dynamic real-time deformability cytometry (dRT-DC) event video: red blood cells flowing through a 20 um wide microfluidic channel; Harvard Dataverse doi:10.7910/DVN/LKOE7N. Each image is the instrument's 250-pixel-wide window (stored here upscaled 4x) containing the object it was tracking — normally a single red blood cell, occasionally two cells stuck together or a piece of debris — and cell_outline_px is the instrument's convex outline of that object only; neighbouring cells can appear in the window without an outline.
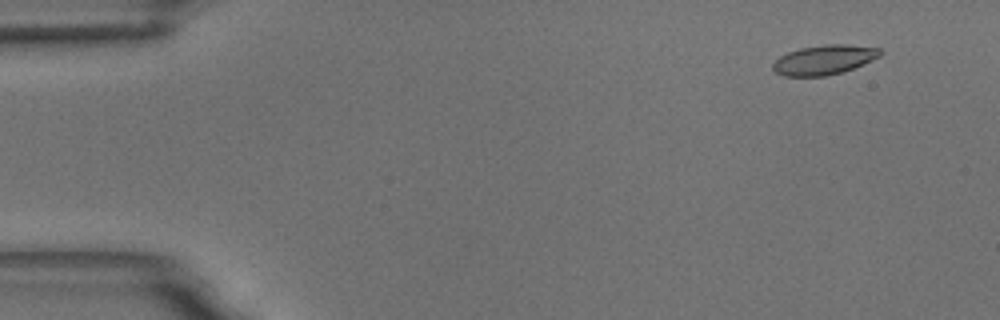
{"species": "common noctule bat (a hibernating species)", "species_latin": "Nyctalus noctula", "temperature_condition": "room temperature", "stored_images_in_passage": 59, "camera_frame_rate_fps": 3000, "um_per_image_px": 0.085, "animal": {"sex": "male", "body_mass_g": 18.8}, "frame": {"image": 1, "passage_image": 5, "time_ms": 1.333, "image_size_px": [1000, 320], "cell_outline_px": [[884, 52], [880, 56], [872, 60], [844, 72], [824, 76], [784, 76], [776, 72], [772, 68], [772, 64], [780, 56], [788, 52], [800, 48], [824, 44], [844, 44], [880, 48]], "centroid_in_image_um": [70.06, 5.08], "position_along_channel_um": 14.9, "area_um2": 18.55}}
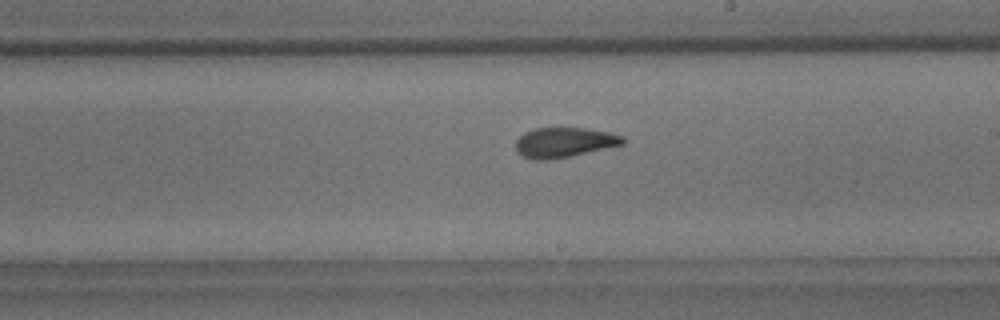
{"frame": {"image": 2, "passage_image": 34, "time_ms": 11.0, "image_size_px": [1000, 320], "cell_outline_px": [[624, 144], [572, 156], [548, 160], [532, 160], [520, 156], [516, 152], [516, 140], [524, 132], [536, 128], [588, 128], [608, 132], [624, 136]], "centroid_in_image_um": [47.93, 12.11], "position_along_channel_um": 241.1, "area_um2": 18.9}}
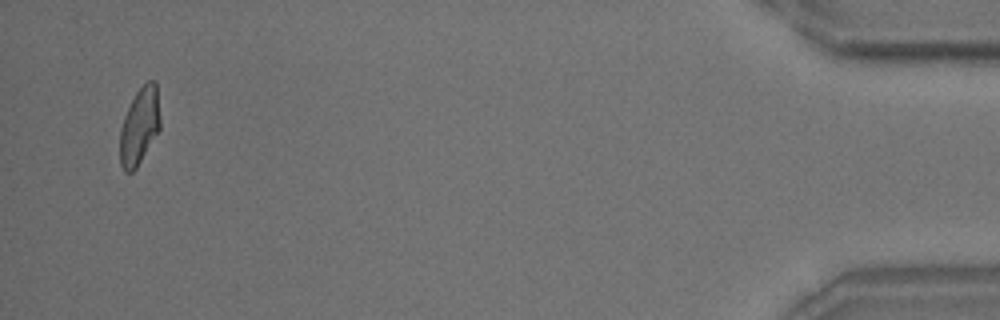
{"frame": {"image": 3, "passage_image": 57, "time_ms": 18.667, "image_size_px": [1000, 320], "cell_outline_px": [[160, 128], [136, 168], [132, 172], [124, 172], [120, 164], [120, 128], [124, 116], [136, 92], [148, 80], [156, 80], [160, 116]], "centroid_in_image_um": [11.85, 10.71], "position_along_channel_um": 423.3, "area_um2": 17.92}, "authors_computed_cell_mechanics": {"area_um2": 18.785, "velocity_mm_per_s": 3.45, "shape_relaxation_time_tau1_ms": 7.0313, "shape_relaxation_time_tau2_ms": 1.8477, "deformation_change_tau1": 0.1863, "deformation_change_tau2": 0.0874}}